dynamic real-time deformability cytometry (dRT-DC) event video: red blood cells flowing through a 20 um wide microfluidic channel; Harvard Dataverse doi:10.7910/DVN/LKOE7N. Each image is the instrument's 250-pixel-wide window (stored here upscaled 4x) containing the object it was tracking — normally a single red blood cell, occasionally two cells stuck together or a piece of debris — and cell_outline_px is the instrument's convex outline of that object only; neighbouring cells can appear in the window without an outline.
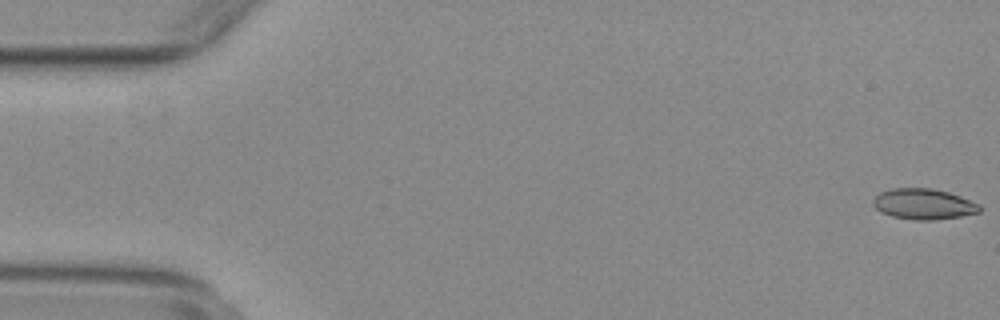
{"species": "common noctule bat (a hibernating species)", "species_latin": "Nyctalus noctula", "temperature_condition": "warm", "stored_images_in_passage": 55, "camera_frame_rate_fps": 3000, "um_per_image_px": 0.085, "animal": {"sex": "female", "body_mass_g": 29.2, "forearm_length_mm": 56.3}, "frame": {"image": 1, "passage_image": 1, "time_ms": 0.0, "image_size_px": [1000, 320], "cell_outline_px": [[980, 212], [960, 216], [932, 220], [916, 220], [892, 216], [880, 212], [872, 204], [872, 200], [880, 192], [892, 188], [932, 188], [948, 192], [960, 196], [980, 204]], "centroid_in_image_um": [78.49, 17.34], "position_along_channel_um": 6.5, "area_um2": 19.02}}
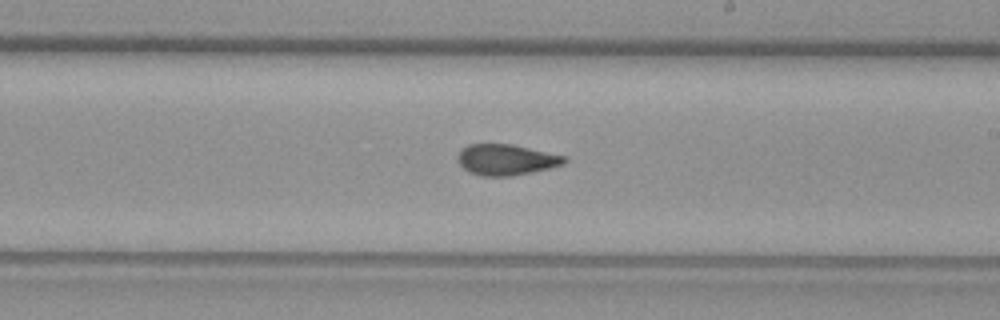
{"frame": {"image": 2, "passage_image": 32, "time_ms": 10.333, "image_size_px": [1000, 320], "cell_outline_px": [[568, 160], [564, 164], [532, 172], [512, 176], [480, 176], [468, 172], [456, 160], [456, 156], [468, 144], [512, 144], [568, 156]], "centroid_in_image_um": [43.04, 13.58], "position_along_channel_um": 246.0, "area_um2": 19.36}}
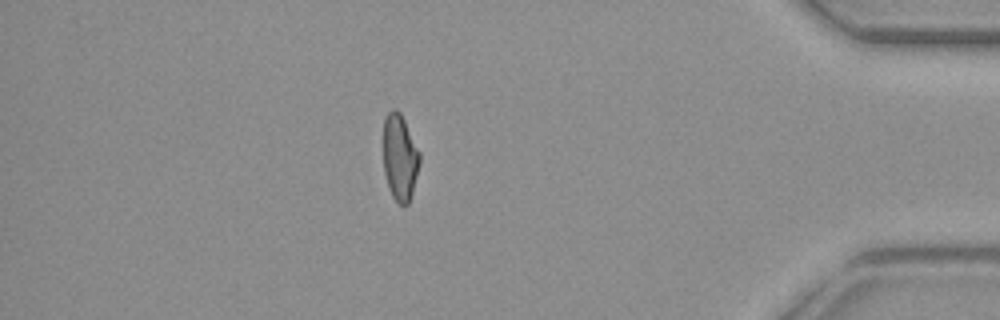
{"frame": {"image": 3, "passage_image": 48, "time_ms": 15.667, "image_size_px": [1000, 320], "cell_outline_px": [[420, 164], [412, 192], [408, 204], [400, 204], [392, 196], [384, 172], [384, 120], [388, 112], [392, 108], [396, 108], [400, 112], [420, 152]], "centroid_in_image_um": [33.99, 13.35], "position_along_channel_um": 401.2, "area_um2": 18.09}, "authors_computed_cell_mechanics": {"area_um2": 19.3052, "velocity_mm_per_s": 3.7748, "shape_relaxation_time_tau1_ms": null, "shape_relaxation_time_tau2_ms": 1.5291, "deformation_change_tau1": null, "deformation_change_tau2": 0.0648}}